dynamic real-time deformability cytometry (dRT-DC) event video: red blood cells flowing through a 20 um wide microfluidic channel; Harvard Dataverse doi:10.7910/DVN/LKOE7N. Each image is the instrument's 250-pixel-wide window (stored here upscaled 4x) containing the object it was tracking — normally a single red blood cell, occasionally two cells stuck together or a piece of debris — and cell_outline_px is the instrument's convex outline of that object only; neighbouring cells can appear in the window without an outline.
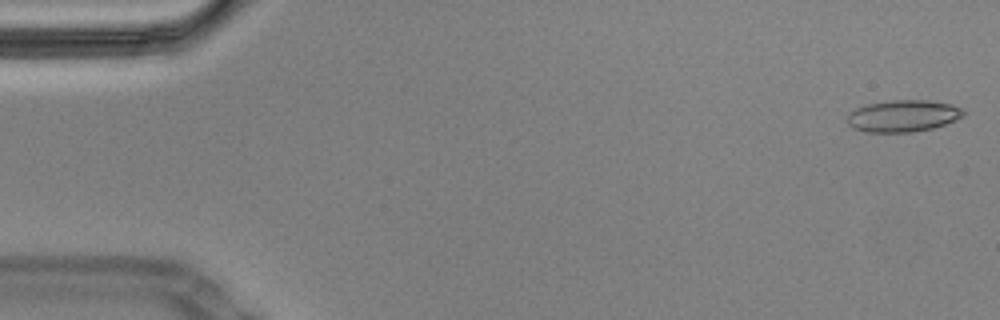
{"species": "Egyptian fruit bat (a non-hibernating species)", "species_latin": "Rousettus aegyptiacus", "temperature_condition": "cold", "stored_images_in_passage": 10, "camera_frame_rate_fps": 3000, "um_per_image_px": 0.085, "animal": {"sex": "male"}, "frame": {"image": 1, "passage_image": 1, "time_ms": 0.0, "image_size_px": [1000, 320], "cell_outline_px": [[964, 116], [956, 120], [932, 128], [912, 132], [864, 132], [852, 128], [848, 124], [848, 112], [856, 108], [868, 104], [892, 100], [928, 100], [952, 104], [960, 108], [964, 112]], "centroid_in_image_um": [76.74, 9.85], "position_along_channel_um": 8.3, "area_um2": 21.56}}